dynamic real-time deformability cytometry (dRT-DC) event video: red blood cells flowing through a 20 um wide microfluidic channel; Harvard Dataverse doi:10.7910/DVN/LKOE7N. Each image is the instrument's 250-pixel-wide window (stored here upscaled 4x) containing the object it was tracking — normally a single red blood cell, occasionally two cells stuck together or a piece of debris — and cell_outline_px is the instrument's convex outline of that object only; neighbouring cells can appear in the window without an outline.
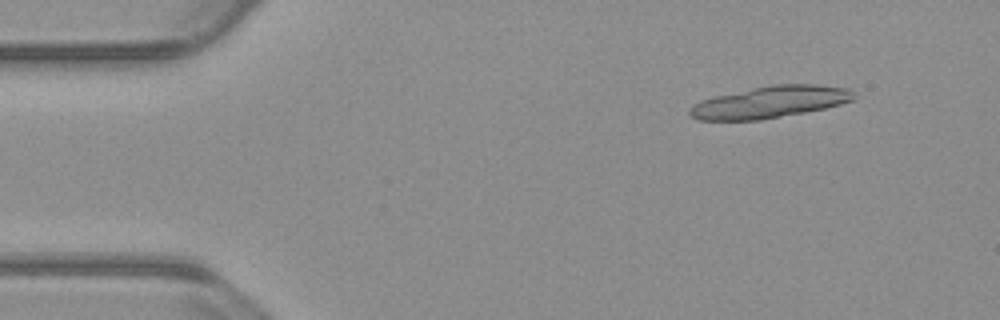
{"species": "common noctule bat (a hibernating species)", "species_latin": "Nyctalus noctula", "temperature_condition": "warm", "stored_images_in_passage": 20, "camera_frame_rate_fps": 3000, "um_per_image_px": 0.085, "animal": {"sex": "male", "body_mass_g": 23.1, "forearm_length_mm": 52.7}, "frame": {"image": 1, "passage_image": 6, "time_ms": 1.667, "image_size_px": [1000, 320], "cell_outline_px": [[856, 100], [824, 108], [804, 112], [760, 120], [700, 120], [692, 116], [688, 112], [688, 108], [700, 100], [716, 96], [752, 88], [772, 84], [816, 84], [848, 88], [856, 92]], "centroid_in_image_um": [65.49, 8.67], "position_along_channel_um": 19.5, "area_um2": 30.46}}